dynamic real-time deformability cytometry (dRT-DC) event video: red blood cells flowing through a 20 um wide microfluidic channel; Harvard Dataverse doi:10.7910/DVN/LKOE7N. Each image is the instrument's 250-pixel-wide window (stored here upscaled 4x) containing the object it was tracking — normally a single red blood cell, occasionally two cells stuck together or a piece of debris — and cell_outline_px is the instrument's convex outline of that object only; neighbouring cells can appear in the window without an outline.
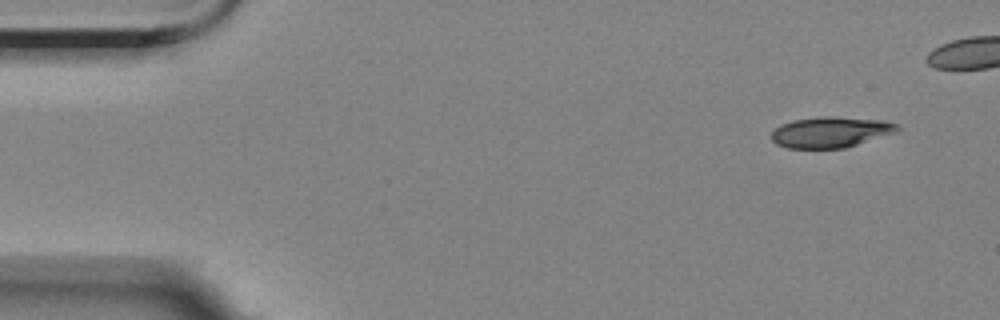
{"species": "Egyptian fruit bat (a non-hibernating species)", "species_latin": "Rousettus aegyptiacus", "temperature_condition": "room temperature", "stored_images_in_passage": 5, "camera_frame_rate_fps": 3000, "um_per_image_px": 0.085, "animal": {"sex": "female"}, "frame": {"image": 1, "passage_image": 1, "time_ms": 0.0, "image_size_px": [1000, 320], "cell_outline_px": [[900, 132], [844, 148], [788, 148], [776, 144], [772, 140], [772, 132], [780, 124], [792, 120], [820, 116], [832, 116], [884, 120], [896, 124], [900, 128]], "centroid_in_image_um": [70.64, 11.22], "position_along_channel_um": 14.4, "area_um2": 22.83}}
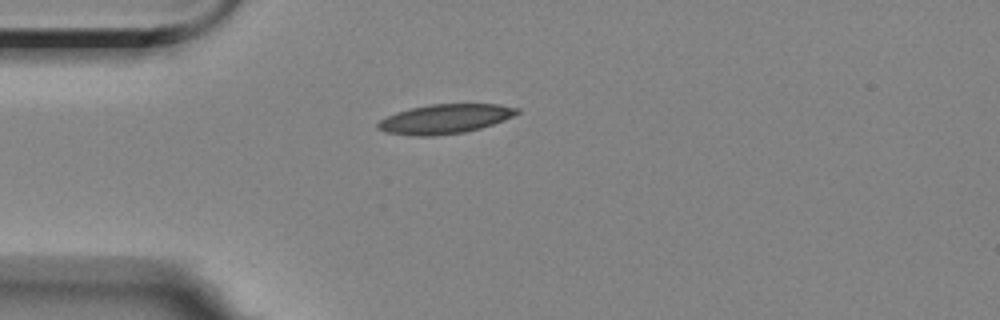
{"frame": {"image": 2, "passage_image": 5, "time_ms": 5.667, "image_size_px": [1000, 320], "cell_outline_px": [[520, 112], [504, 120], [480, 128], [464, 132], [432, 136], [412, 136], [384, 132], [376, 128], [376, 124], [380, 120], [396, 112], [408, 108], [432, 104], [500, 104], [520, 108]], "centroid_in_image_um": [37.8, 10.1], "position_along_channel_um": 47.2, "area_um2": 23.93}}